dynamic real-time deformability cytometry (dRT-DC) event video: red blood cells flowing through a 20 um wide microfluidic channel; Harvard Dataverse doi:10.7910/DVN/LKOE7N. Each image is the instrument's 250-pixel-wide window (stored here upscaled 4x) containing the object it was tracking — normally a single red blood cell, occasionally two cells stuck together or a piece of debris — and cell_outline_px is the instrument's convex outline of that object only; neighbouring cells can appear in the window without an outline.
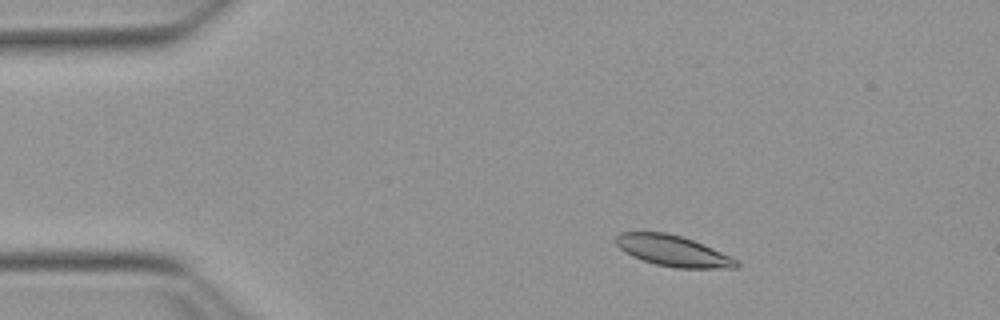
{"species": "Egyptian fruit bat (a non-hibernating species)", "species_latin": "Rousettus aegyptiacus", "temperature_condition": "warm", "stored_images_in_passage": 52, "camera_frame_rate_fps": 3000, "um_per_image_px": 0.085, "animal": {"sex": "female"}, "frame": {"image": 1, "passage_image": 7, "time_ms": 2.0, "image_size_px": [1000, 320], "cell_outline_px": [[740, 264], [736, 268], [676, 268], [656, 264], [632, 256], [624, 252], [616, 244], [616, 236], [620, 232], [668, 232], [692, 240], [732, 256]], "centroid_in_image_um": [57.2, 21.32], "position_along_channel_um": 27.8, "area_um2": 21.56}}
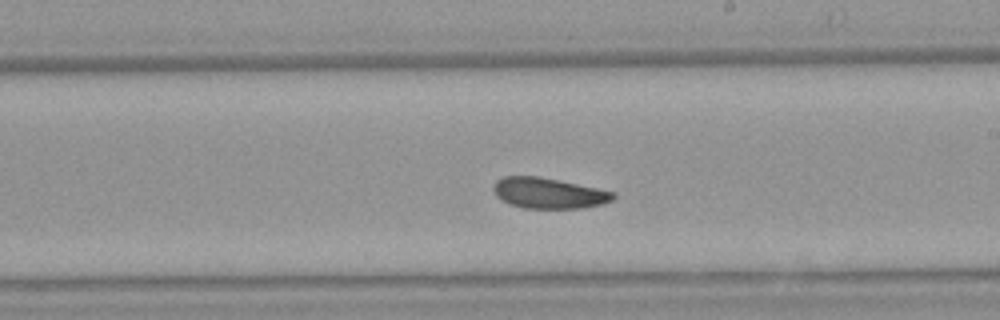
{"frame": {"image": 2, "passage_image": 29, "time_ms": 9.333, "image_size_px": [1000, 320], "cell_outline_px": [[616, 196], [612, 200], [600, 204], [580, 208], [524, 208], [508, 204], [500, 200], [496, 196], [492, 188], [492, 184], [496, 180], [504, 176], [540, 176], [616, 192]], "centroid_in_image_um": [46.58, 16.41], "position_along_channel_um": 242.4, "area_um2": 21.56}}
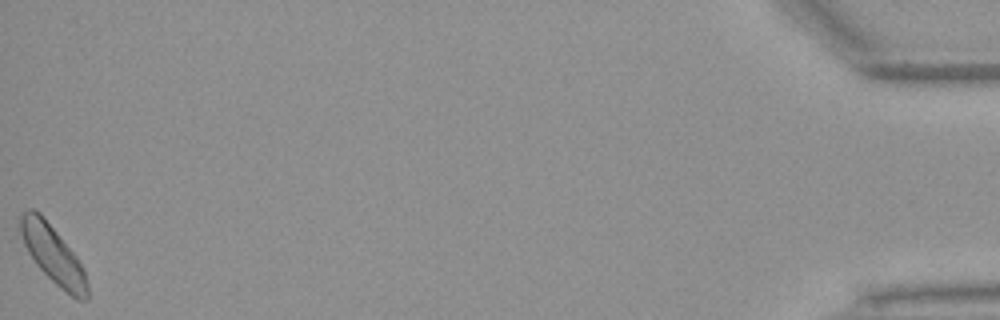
{"frame": {"image": 3, "passage_image": 52, "time_ms": 17.0, "image_size_px": [1000, 320], "cell_outline_px": [[88, 300], [80, 300], [72, 296], [60, 288], [36, 264], [28, 252], [24, 244], [20, 232], [20, 216], [28, 208], [32, 208], [40, 212], [76, 256], [84, 268], [88, 284]], "centroid_in_image_um": [4.51, 21.63], "position_along_channel_um": 430.7, "area_um2": 22.31}, "authors_computed_cell_mechanics": {"area_um2": 21.7328, "velocity_mm_per_s": 3.77, "shape_relaxation_time_tau1_ms": 3.7226, "shape_relaxation_time_tau2_ms": 6.5715, "deformation_change_tau1": 0.0866, "deformation_change_tau2": 0.1236}}